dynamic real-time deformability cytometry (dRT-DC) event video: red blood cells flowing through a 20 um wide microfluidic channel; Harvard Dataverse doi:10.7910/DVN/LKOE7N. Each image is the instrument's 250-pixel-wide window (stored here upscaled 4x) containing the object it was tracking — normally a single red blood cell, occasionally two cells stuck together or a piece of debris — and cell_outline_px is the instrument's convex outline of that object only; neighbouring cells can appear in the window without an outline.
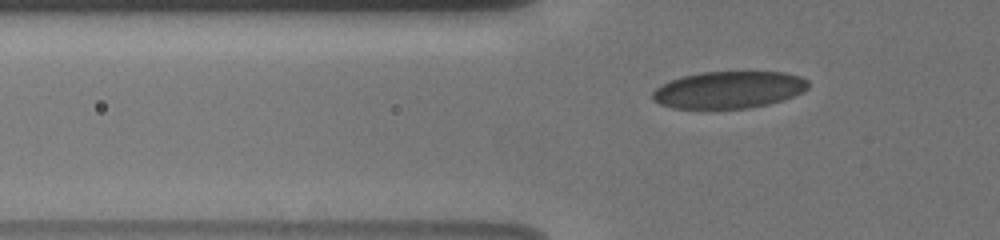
{"species": "human", "species_latin": "Homo sapiens", "temperature_condition": "cold", "stored_images_in_passage": 40, "camera_frame_rate_fps": 3000, "um_per_image_px": 0.085, "donor": {"sex": "male"}, "frame": {"image": 1, "passage_image": 5, "time_ms": 1.333, "image_size_px": [1000, 240], "cell_outline_px": [[808, 88], [804, 92], [784, 100], [768, 104], [748, 108], [672, 108], [660, 104], [652, 100], [652, 92], [660, 84], [684, 76], [700, 72], [784, 72], [800, 76], [808, 80]], "centroid_in_image_um": [61.96, 7.63], "position_along_channel_um": 63.8, "area_um2": 33.7}}
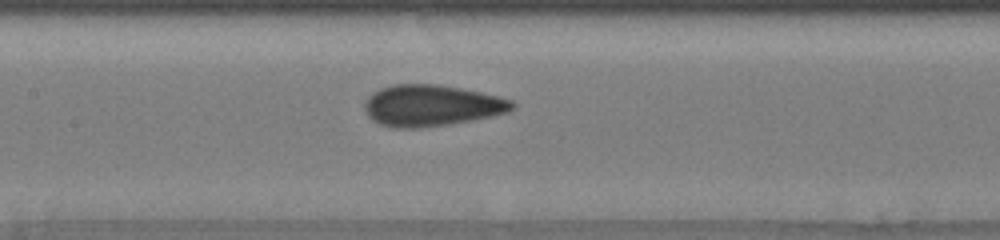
{"frame": {"image": 2, "passage_image": 14, "time_ms": 4.333, "image_size_px": [1000, 240], "cell_outline_px": [[516, 108], [508, 112], [492, 116], [448, 124], [420, 128], [392, 128], [380, 124], [372, 120], [368, 116], [364, 108], [364, 100], [372, 92], [380, 88], [392, 84], [436, 84], [460, 88], [480, 92], [512, 100], [516, 104]], "centroid_in_image_um": [36.64, 8.97], "position_along_channel_um": 170.8, "area_um2": 35.72}}
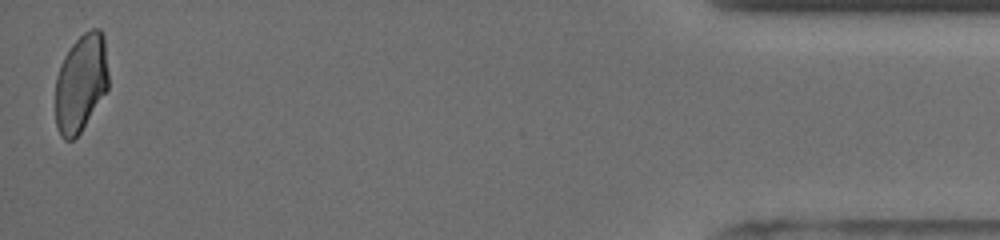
{"frame": {"image": 3, "passage_image": 40, "time_ms": 13.0, "image_size_px": [1000, 240], "cell_outline_px": [[108, 88], [80, 132], [72, 140], [64, 140], [60, 136], [56, 124], [56, 76], [60, 64], [64, 56], [72, 44], [84, 32], [92, 28], [100, 28], [104, 32], [108, 72]], "centroid_in_image_um": [6.88, 7.01], "position_along_channel_um": 428.3, "area_um2": 30.29}, "authors_computed_cell_mechanics": {"area_um2": 33.9575, "velocity_mm_per_s": 3.8246, "shape_relaxation_time_tau1_ms": null, "shape_relaxation_time_tau2_ms": 1.0152, "deformation_change_tau1": null, "deformation_change_tau2": 0.0465}}